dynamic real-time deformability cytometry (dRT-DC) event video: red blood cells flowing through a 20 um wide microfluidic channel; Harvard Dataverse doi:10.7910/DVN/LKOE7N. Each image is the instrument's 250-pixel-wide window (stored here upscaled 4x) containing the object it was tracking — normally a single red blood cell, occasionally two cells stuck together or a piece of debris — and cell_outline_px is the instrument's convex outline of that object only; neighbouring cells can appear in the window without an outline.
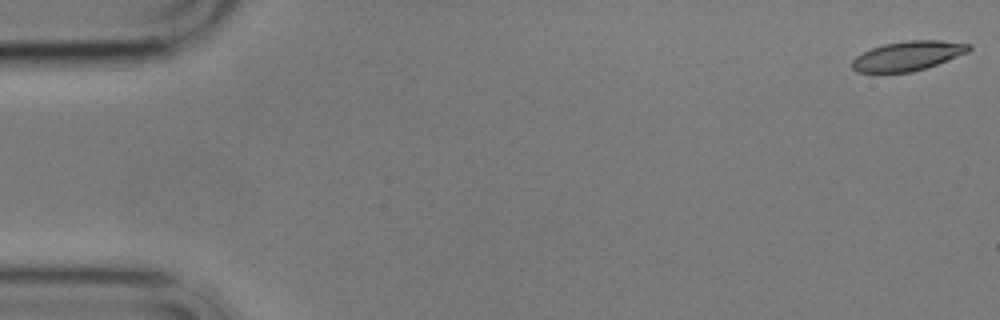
{"species": "common noctule bat (a hibernating species)", "species_latin": "Nyctalus noctula", "temperature_condition": "cold", "stored_images_in_passage": 10, "camera_frame_rate_fps": 3000, "um_per_image_px": 0.085, "animal": {"sex": "male", "body_mass_g": 17.9}, "frame": {"image": 1, "passage_image": 1, "time_ms": 0.0, "image_size_px": [1000, 320], "cell_outline_px": [[972, 48], [968, 52], [936, 64], [912, 72], [856, 72], [852, 68], [852, 60], [856, 56], [872, 48], [884, 44], [908, 40], [940, 40], [972, 44]], "centroid_in_image_um": [77.17, 4.74], "position_along_channel_um": 7.8, "area_um2": 19.88}}
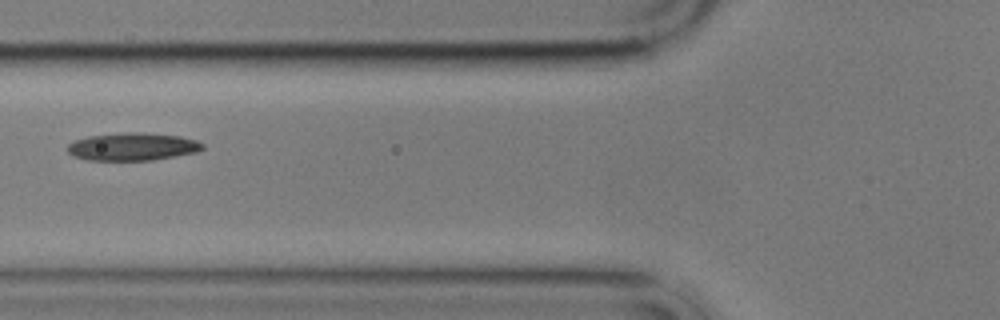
{"frame": {"image": 2, "passage_image": 7, "time_ms": 7.0, "image_size_px": [1000, 320], "cell_outline_px": [[204, 148], [196, 152], [152, 160], [84, 160], [72, 156], [68, 152], [68, 144], [76, 140], [88, 136], [124, 132], [140, 132], [180, 136], [196, 140], [204, 144]], "centroid_in_image_um": [11.25, 12.46], "position_along_channel_um": 114.6, "area_um2": 21.85}}
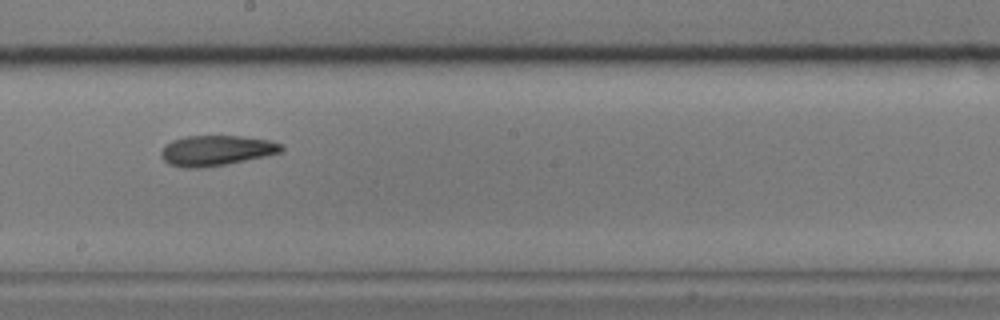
{"frame": {"image": 3, "passage_image": 10, "time_ms": 10.333, "image_size_px": [1000, 320], "cell_outline_px": [[284, 148], [280, 152], [264, 156], [204, 168], [184, 168], [168, 164], [160, 156], [160, 152], [164, 144], [172, 140], [184, 136], [240, 136], [272, 140], [284, 144]], "centroid_in_image_um": [18.35, 12.78], "position_along_channel_um": 229.9, "area_um2": 21.39}}